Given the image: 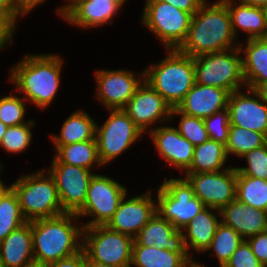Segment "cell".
I'll list each match as a JSON object with an SVG mask.
<instances>
[{
	"mask_svg": "<svg viewBox=\"0 0 267 267\" xmlns=\"http://www.w3.org/2000/svg\"><path fill=\"white\" fill-rule=\"evenodd\" d=\"M219 219L233 228L244 240L267 230V211L253 208L237 199L220 210Z\"/></svg>",
	"mask_w": 267,
	"mask_h": 267,
	"instance_id": "obj_22",
	"label": "cell"
},
{
	"mask_svg": "<svg viewBox=\"0 0 267 267\" xmlns=\"http://www.w3.org/2000/svg\"><path fill=\"white\" fill-rule=\"evenodd\" d=\"M33 260L32 221H29L0 242V263L4 267H24Z\"/></svg>",
	"mask_w": 267,
	"mask_h": 267,
	"instance_id": "obj_23",
	"label": "cell"
},
{
	"mask_svg": "<svg viewBox=\"0 0 267 267\" xmlns=\"http://www.w3.org/2000/svg\"><path fill=\"white\" fill-rule=\"evenodd\" d=\"M191 267H203V266H201L199 263H197V262L195 261V264L192 265Z\"/></svg>",
	"mask_w": 267,
	"mask_h": 267,
	"instance_id": "obj_55",
	"label": "cell"
},
{
	"mask_svg": "<svg viewBox=\"0 0 267 267\" xmlns=\"http://www.w3.org/2000/svg\"><path fill=\"white\" fill-rule=\"evenodd\" d=\"M243 240L233 228L221 222L206 251L214 249L220 267H224Z\"/></svg>",
	"mask_w": 267,
	"mask_h": 267,
	"instance_id": "obj_34",
	"label": "cell"
},
{
	"mask_svg": "<svg viewBox=\"0 0 267 267\" xmlns=\"http://www.w3.org/2000/svg\"><path fill=\"white\" fill-rule=\"evenodd\" d=\"M194 194L205 207L221 210L236 199L237 170L225 168L216 172L186 173Z\"/></svg>",
	"mask_w": 267,
	"mask_h": 267,
	"instance_id": "obj_12",
	"label": "cell"
},
{
	"mask_svg": "<svg viewBox=\"0 0 267 267\" xmlns=\"http://www.w3.org/2000/svg\"><path fill=\"white\" fill-rule=\"evenodd\" d=\"M2 167L3 166H1V163H0V173H1ZM9 188H10V186L5 187L4 184L2 183V181L0 180V196Z\"/></svg>",
	"mask_w": 267,
	"mask_h": 267,
	"instance_id": "obj_53",
	"label": "cell"
},
{
	"mask_svg": "<svg viewBox=\"0 0 267 267\" xmlns=\"http://www.w3.org/2000/svg\"><path fill=\"white\" fill-rule=\"evenodd\" d=\"M212 210H216L220 215V210L205 207L184 228L187 230V234L183 232L187 252L190 247L196 252H206L210 246L217 227L221 223L215 213L212 214Z\"/></svg>",
	"mask_w": 267,
	"mask_h": 267,
	"instance_id": "obj_25",
	"label": "cell"
},
{
	"mask_svg": "<svg viewBox=\"0 0 267 267\" xmlns=\"http://www.w3.org/2000/svg\"><path fill=\"white\" fill-rule=\"evenodd\" d=\"M139 74L140 77L136 78L135 74L123 69L96 71L97 99L108 110L123 109L144 81V72Z\"/></svg>",
	"mask_w": 267,
	"mask_h": 267,
	"instance_id": "obj_14",
	"label": "cell"
},
{
	"mask_svg": "<svg viewBox=\"0 0 267 267\" xmlns=\"http://www.w3.org/2000/svg\"><path fill=\"white\" fill-rule=\"evenodd\" d=\"M110 116L101 127L96 125V142L100 162L109 163L141 137L143 132L123 109H109Z\"/></svg>",
	"mask_w": 267,
	"mask_h": 267,
	"instance_id": "obj_10",
	"label": "cell"
},
{
	"mask_svg": "<svg viewBox=\"0 0 267 267\" xmlns=\"http://www.w3.org/2000/svg\"><path fill=\"white\" fill-rule=\"evenodd\" d=\"M229 92L225 89L195 83L177 109L189 116L205 119L227 109Z\"/></svg>",
	"mask_w": 267,
	"mask_h": 267,
	"instance_id": "obj_20",
	"label": "cell"
},
{
	"mask_svg": "<svg viewBox=\"0 0 267 267\" xmlns=\"http://www.w3.org/2000/svg\"><path fill=\"white\" fill-rule=\"evenodd\" d=\"M49 267H86V255L84 251L49 264Z\"/></svg>",
	"mask_w": 267,
	"mask_h": 267,
	"instance_id": "obj_43",
	"label": "cell"
},
{
	"mask_svg": "<svg viewBox=\"0 0 267 267\" xmlns=\"http://www.w3.org/2000/svg\"><path fill=\"white\" fill-rule=\"evenodd\" d=\"M89 1L101 2V3H114L120 8L125 3L126 0H89Z\"/></svg>",
	"mask_w": 267,
	"mask_h": 267,
	"instance_id": "obj_49",
	"label": "cell"
},
{
	"mask_svg": "<svg viewBox=\"0 0 267 267\" xmlns=\"http://www.w3.org/2000/svg\"><path fill=\"white\" fill-rule=\"evenodd\" d=\"M255 91L260 95L263 102L267 105V82L258 86Z\"/></svg>",
	"mask_w": 267,
	"mask_h": 267,
	"instance_id": "obj_47",
	"label": "cell"
},
{
	"mask_svg": "<svg viewBox=\"0 0 267 267\" xmlns=\"http://www.w3.org/2000/svg\"><path fill=\"white\" fill-rule=\"evenodd\" d=\"M25 14L18 8L15 0H0V16L6 18L14 27L17 17Z\"/></svg>",
	"mask_w": 267,
	"mask_h": 267,
	"instance_id": "obj_42",
	"label": "cell"
},
{
	"mask_svg": "<svg viewBox=\"0 0 267 267\" xmlns=\"http://www.w3.org/2000/svg\"><path fill=\"white\" fill-rule=\"evenodd\" d=\"M10 186L17 193L21 212L28 222L66 213L61 206L55 180L49 172L42 170L21 176Z\"/></svg>",
	"mask_w": 267,
	"mask_h": 267,
	"instance_id": "obj_5",
	"label": "cell"
},
{
	"mask_svg": "<svg viewBox=\"0 0 267 267\" xmlns=\"http://www.w3.org/2000/svg\"><path fill=\"white\" fill-rule=\"evenodd\" d=\"M229 10L231 27L236 36L238 27L247 32L248 39L267 38V23L263 8L250 6L242 2L234 5V0H223Z\"/></svg>",
	"mask_w": 267,
	"mask_h": 267,
	"instance_id": "obj_26",
	"label": "cell"
},
{
	"mask_svg": "<svg viewBox=\"0 0 267 267\" xmlns=\"http://www.w3.org/2000/svg\"><path fill=\"white\" fill-rule=\"evenodd\" d=\"M125 194H127L125 187L117 181L104 175L94 174L88 185L85 203L76 212L78 218L85 215L94 218L82 226L106 225Z\"/></svg>",
	"mask_w": 267,
	"mask_h": 267,
	"instance_id": "obj_11",
	"label": "cell"
},
{
	"mask_svg": "<svg viewBox=\"0 0 267 267\" xmlns=\"http://www.w3.org/2000/svg\"><path fill=\"white\" fill-rule=\"evenodd\" d=\"M244 4L263 8L267 4V0H239Z\"/></svg>",
	"mask_w": 267,
	"mask_h": 267,
	"instance_id": "obj_48",
	"label": "cell"
},
{
	"mask_svg": "<svg viewBox=\"0 0 267 267\" xmlns=\"http://www.w3.org/2000/svg\"><path fill=\"white\" fill-rule=\"evenodd\" d=\"M224 267H264L252 252L247 240H243Z\"/></svg>",
	"mask_w": 267,
	"mask_h": 267,
	"instance_id": "obj_40",
	"label": "cell"
},
{
	"mask_svg": "<svg viewBox=\"0 0 267 267\" xmlns=\"http://www.w3.org/2000/svg\"><path fill=\"white\" fill-rule=\"evenodd\" d=\"M55 148L54 158L60 163L89 170L94 163H97L98 166L102 165L98 155L96 140L76 142L68 145H55Z\"/></svg>",
	"mask_w": 267,
	"mask_h": 267,
	"instance_id": "obj_30",
	"label": "cell"
},
{
	"mask_svg": "<svg viewBox=\"0 0 267 267\" xmlns=\"http://www.w3.org/2000/svg\"><path fill=\"white\" fill-rule=\"evenodd\" d=\"M133 246H155L172 252H187L183 230H178L157 212L134 238Z\"/></svg>",
	"mask_w": 267,
	"mask_h": 267,
	"instance_id": "obj_19",
	"label": "cell"
},
{
	"mask_svg": "<svg viewBox=\"0 0 267 267\" xmlns=\"http://www.w3.org/2000/svg\"><path fill=\"white\" fill-rule=\"evenodd\" d=\"M161 2H167L172 6L193 14L202 6L206 0H158Z\"/></svg>",
	"mask_w": 267,
	"mask_h": 267,
	"instance_id": "obj_44",
	"label": "cell"
},
{
	"mask_svg": "<svg viewBox=\"0 0 267 267\" xmlns=\"http://www.w3.org/2000/svg\"><path fill=\"white\" fill-rule=\"evenodd\" d=\"M168 56L144 71V81L171 106H177L195 84L194 58L178 49H167Z\"/></svg>",
	"mask_w": 267,
	"mask_h": 267,
	"instance_id": "obj_4",
	"label": "cell"
},
{
	"mask_svg": "<svg viewBox=\"0 0 267 267\" xmlns=\"http://www.w3.org/2000/svg\"><path fill=\"white\" fill-rule=\"evenodd\" d=\"M69 4L58 9V15L69 23L79 27L91 28L106 23L112 24L111 18L119 11L114 3H101L89 0H67Z\"/></svg>",
	"mask_w": 267,
	"mask_h": 267,
	"instance_id": "obj_21",
	"label": "cell"
},
{
	"mask_svg": "<svg viewBox=\"0 0 267 267\" xmlns=\"http://www.w3.org/2000/svg\"><path fill=\"white\" fill-rule=\"evenodd\" d=\"M246 48H241L245 58L242 59L245 86L255 90L267 82V38L247 39Z\"/></svg>",
	"mask_w": 267,
	"mask_h": 267,
	"instance_id": "obj_24",
	"label": "cell"
},
{
	"mask_svg": "<svg viewBox=\"0 0 267 267\" xmlns=\"http://www.w3.org/2000/svg\"><path fill=\"white\" fill-rule=\"evenodd\" d=\"M55 180L59 200L66 213H76L85 203L94 173L86 168L58 162L55 158L48 171Z\"/></svg>",
	"mask_w": 267,
	"mask_h": 267,
	"instance_id": "obj_13",
	"label": "cell"
},
{
	"mask_svg": "<svg viewBox=\"0 0 267 267\" xmlns=\"http://www.w3.org/2000/svg\"><path fill=\"white\" fill-rule=\"evenodd\" d=\"M236 199L253 208L267 211V180L242 175L237 171Z\"/></svg>",
	"mask_w": 267,
	"mask_h": 267,
	"instance_id": "obj_31",
	"label": "cell"
},
{
	"mask_svg": "<svg viewBox=\"0 0 267 267\" xmlns=\"http://www.w3.org/2000/svg\"><path fill=\"white\" fill-rule=\"evenodd\" d=\"M203 120L209 139L226 145L230 128L228 109L215 112Z\"/></svg>",
	"mask_w": 267,
	"mask_h": 267,
	"instance_id": "obj_38",
	"label": "cell"
},
{
	"mask_svg": "<svg viewBox=\"0 0 267 267\" xmlns=\"http://www.w3.org/2000/svg\"><path fill=\"white\" fill-rule=\"evenodd\" d=\"M86 267H115V266L89 261L86 259Z\"/></svg>",
	"mask_w": 267,
	"mask_h": 267,
	"instance_id": "obj_50",
	"label": "cell"
},
{
	"mask_svg": "<svg viewBox=\"0 0 267 267\" xmlns=\"http://www.w3.org/2000/svg\"><path fill=\"white\" fill-rule=\"evenodd\" d=\"M142 16V23L167 49H178L182 45L192 18L190 13L158 0H146Z\"/></svg>",
	"mask_w": 267,
	"mask_h": 267,
	"instance_id": "obj_9",
	"label": "cell"
},
{
	"mask_svg": "<svg viewBox=\"0 0 267 267\" xmlns=\"http://www.w3.org/2000/svg\"><path fill=\"white\" fill-rule=\"evenodd\" d=\"M96 125L88 113L84 111L74 112L63 123L60 135H51L53 144L68 145L96 140Z\"/></svg>",
	"mask_w": 267,
	"mask_h": 267,
	"instance_id": "obj_28",
	"label": "cell"
},
{
	"mask_svg": "<svg viewBox=\"0 0 267 267\" xmlns=\"http://www.w3.org/2000/svg\"><path fill=\"white\" fill-rule=\"evenodd\" d=\"M18 8L24 13L30 12L34 7L40 3L45 2V0H15Z\"/></svg>",
	"mask_w": 267,
	"mask_h": 267,
	"instance_id": "obj_46",
	"label": "cell"
},
{
	"mask_svg": "<svg viewBox=\"0 0 267 267\" xmlns=\"http://www.w3.org/2000/svg\"><path fill=\"white\" fill-rule=\"evenodd\" d=\"M253 96L239 91L229 94L227 109L230 125L263 133L267 136V105L260 95L247 88ZM256 98H254L255 96Z\"/></svg>",
	"mask_w": 267,
	"mask_h": 267,
	"instance_id": "obj_17",
	"label": "cell"
},
{
	"mask_svg": "<svg viewBox=\"0 0 267 267\" xmlns=\"http://www.w3.org/2000/svg\"><path fill=\"white\" fill-rule=\"evenodd\" d=\"M247 242L251 246L254 255L264 267H267V230L248 238Z\"/></svg>",
	"mask_w": 267,
	"mask_h": 267,
	"instance_id": "obj_41",
	"label": "cell"
},
{
	"mask_svg": "<svg viewBox=\"0 0 267 267\" xmlns=\"http://www.w3.org/2000/svg\"><path fill=\"white\" fill-rule=\"evenodd\" d=\"M126 194L121 199L118 209L106 226L135 238L140 230L156 213V204L151 198V191L126 200Z\"/></svg>",
	"mask_w": 267,
	"mask_h": 267,
	"instance_id": "obj_16",
	"label": "cell"
},
{
	"mask_svg": "<svg viewBox=\"0 0 267 267\" xmlns=\"http://www.w3.org/2000/svg\"><path fill=\"white\" fill-rule=\"evenodd\" d=\"M243 158L248 162L247 167H237L242 175L267 180V144L246 153Z\"/></svg>",
	"mask_w": 267,
	"mask_h": 267,
	"instance_id": "obj_39",
	"label": "cell"
},
{
	"mask_svg": "<svg viewBox=\"0 0 267 267\" xmlns=\"http://www.w3.org/2000/svg\"><path fill=\"white\" fill-rule=\"evenodd\" d=\"M235 48L194 57L195 83L214 86L229 93L239 91L245 84L239 44Z\"/></svg>",
	"mask_w": 267,
	"mask_h": 267,
	"instance_id": "obj_6",
	"label": "cell"
},
{
	"mask_svg": "<svg viewBox=\"0 0 267 267\" xmlns=\"http://www.w3.org/2000/svg\"><path fill=\"white\" fill-rule=\"evenodd\" d=\"M16 27H14L6 18L0 16V50L8 43L12 42V35ZM11 40V41H10Z\"/></svg>",
	"mask_w": 267,
	"mask_h": 267,
	"instance_id": "obj_45",
	"label": "cell"
},
{
	"mask_svg": "<svg viewBox=\"0 0 267 267\" xmlns=\"http://www.w3.org/2000/svg\"><path fill=\"white\" fill-rule=\"evenodd\" d=\"M6 130L7 126L0 121V143L3 139L4 134L6 133Z\"/></svg>",
	"mask_w": 267,
	"mask_h": 267,
	"instance_id": "obj_52",
	"label": "cell"
},
{
	"mask_svg": "<svg viewBox=\"0 0 267 267\" xmlns=\"http://www.w3.org/2000/svg\"><path fill=\"white\" fill-rule=\"evenodd\" d=\"M264 15L266 18V23H267V4L263 7Z\"/></svg>",
	"mask_w": 267,
	"mask_h": 267,
	"instance_id": "obj_54",
	"label": "cell"
},
{
	"mask_svg": "<svg viewBox=\"0 0 267 267\" xmlns=\"http://www.w3.org/2000/svg\"><path fill=\"white\" fill-rule=\"evenodd\" d=\"M227 158L225 145L208 139L194 147L193 160L186 173L221 171Z\"/></svg>",
	"mask_w": 267,
	"mask_h": 267,
	"instance_id": "obj_29",
	"label": "cell"
},
{
	"mask_svg": "<svg viewBox=\"0 0 267 267\" xmlns=\"http://www.w3.org/2000/svg\"><path fill=\"white\" fill-rule=\"evenodd\" d=\"M62 60L57 55H26L11 69L10 80L27 101L45 108L53 101L60 83Z\"/></svg>",
	"mask_w": 267,
	"mask_h": 267,
	"instance_id": "obj_3",
	"label": "cell"
},
{
	"mask_svg": "<svg viewBox=\"0 0 267 267\" xmlns=\"http://www.w3.org/2000/svg\"><path fill=\"white\" fill-rule=\"evenodd\" d=\"M82 250L86 259L115 267H131L134 238L106 225L84 227Z\"/></svg>",
	"mask_w": 267,
	"mask_h": 267,
	"instance_id": "obj_7",
	"label": "cell"
},
{
	"mask_svg": "<svg viewBox=\"0 0 267 267\" xmlns=\"http://www.w3.org/2000/svg\"><path fill=\"white\" fill-rule=\"evenodd\" d=\"M267 144V136L263 133L230 125L228 141L225 145L227 155L244 156L246 153Z\"/></svg>",
	"mask_w": 267,
	"mask_h": 267,
	"instance_id": "obj_33",
	"label": "cell"
},
{
	"mask_svg": "<svg viewBox=\"0 0 267 267\" xmlns=\"http://www.w3.org/2000/svg\"><path fill=\"white\" fill-rule=\"evenodd\" d=\"M188 252H172L155 246H133L131 264L135 267H191Z\"/></svg>",
	"mask_w": 267,
	"mask_h": 267,
	"instance_id": "obj_27",
	"label": "cell"
},
{
	"mask_svg": "<svg viewBox=\"0 0 267 267\" xmlns=\"http://www.w3.org/2000/svg\"><path fill=\"white\" fill-rule=\"evenodd\" d=\"M24 267H49V264L33 260L26 264Z\"/></svg>",
	"mask_w": 267,
	"mask_h": 267,
	"instance_id": "obj_51",
	"label": "cell"
},
{
	"mask_svg": "<svg viewBox=\"0 0 267 267\" xmlns=\"http://www.w3.org/2000/svg\"><path fill=\"white\" fill-rule=\"evenodd\" d=\"M24 97L9 95L0 98V121L7 127L17 126L24 123L25 106Z\"/></svg>",
	"mask_w": 267,
	"mask_h": 267,
	"instance_id": "obj_37",
	"label": "cell"
},
{
	"mask_svg": "<svg viewBox=\"0 0 267 267\" xmlns=\"http://www.w3.org/2000/svg\"><path fill=\"white\" fill-rule=\"evenodd\" d=\"M157 194L156 212L178 230H183L205 208L185 177L169 180L165 178Z\"/></svg>",
	"mask_w": 267,
	"mask_h": 267,
	"instance_id": "obj_8",
	"label": "cell"
},
{
	"mask_svg": "<svg viewBox=\"0 0 267 267\" xmlns=\"http://www.w3.org/2000/svg\"><path fill=\"white\" fill-rule=\"evenodd\" d=\"M123 110L144 133L153 123H164L171 119L172 108L155 89L143 81Z\"/></svg>",
	"mask_w": 267,
	"mask_h": 267,
	"instance_id": "obj_15",
	"label": "cell"
},
{
	"mask_svg": "<svg viewBox=\"0 0 267 267\" xmlns=\"http://www.w3.org/2000/svg\"><path fill=\"white\" fill-rule=\"evenodd\" d=\"M26 222L28 221L21 212L18 195L10 186L0 196V242Z\"/></svg>",
	"mask_w": 267,
	"mask_h": 267,
	"instance_id": "obj_32",
	"label": "cell"
},
{
	"mask_svg": "<svg viewBox=\"0 0 267 267\" xmlns=\"http://www.w3.org/2000/svg\"><path fill=\"white\" fill-rule=\"evenodd\" d=\"M34 124L35 121L29 120L28 123L7 127L0 146L11 153H21L25 151L31 143V128Z\"/></svg>",
	"mask_w": 267,
	"mask_h": 267,
	"instance_id": "obj_35",
	"label": "cell"
},
{
	"mask_svg": "<svg viewBox=\"0 0 267 267\" xmlns=\"http://www.w3.org/2000/svg\"><path fill=\"white\" fill-rule=\"evenodd\" d=\"M181 115L178 131L194 146L200 145L209 139L204 120L194 116L186 115L177 108H172L171 118Z\"/></svg>",
	"mask_w": 267,
	"mask_h": 267,
	"instance_id": "obj_36",
	"label": "cell"
},
{
	"mask_svg": "<svg viewBox=\"0 0 267 267\" xmlns=\"http://www.w3.org/2000/svg\"><path fill=\"white\" fill-rule=\"evenodd\" d=\"M159 154L177 169L187 171L193 160L194 145L176 127H157L148 131Z\"/></svg>",
	"mask_w": 267,
	"mask_h": 267,
	"instance_id": "obj_18",
	"label": "cell"
},
{
	"mask_svg": "<svg viewBox=\"0 0 267 267\" xmlns=\"http://www.w3.org/2000/svg\"><path fill=\"white\" fill-rule=\"evenodd\" d=\"M205 1L193 14L188 35L178 48L181 53L197 57L235 48L228 7L219 0L208 7ZM234 43V44H233Z\"/></svg>",
	"mask_w": 267,
	"mask_h": 267,
	"instance_id": "obj_1",
	"label": "cell"
},
{
	"mask_svg": "<svg viewBox=\"0 0 267 267\" xmlns=\"http://www.w3.org/2000/svg\"><path fill=\"white\" fill-rule=\"evenodd\" d=\"M77 218L76 213H64L32 220L34 260L51 264L82 251L84 227L74 226Z\"/></svg>",
	"mask_w": 267,
	"mask_h": 267,
	"instance_id": "obj_2",
	"label": "cell"
}]
</instances>
